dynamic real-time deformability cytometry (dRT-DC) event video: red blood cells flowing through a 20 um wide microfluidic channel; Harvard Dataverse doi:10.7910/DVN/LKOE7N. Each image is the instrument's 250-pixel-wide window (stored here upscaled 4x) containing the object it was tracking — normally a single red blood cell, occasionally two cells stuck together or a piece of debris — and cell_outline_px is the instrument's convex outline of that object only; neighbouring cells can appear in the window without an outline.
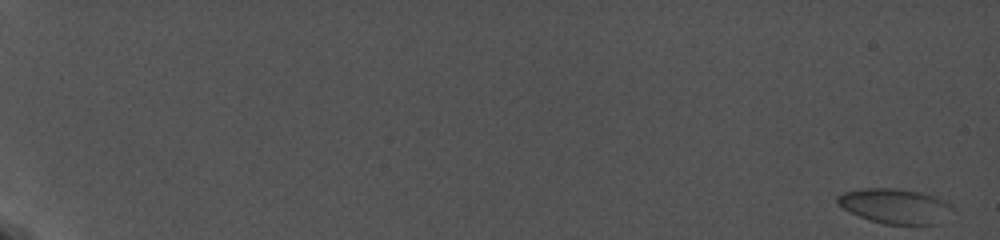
{"species": "common noctule bat (a hibernating species)", "species_latin": "Nyctalus noctula", "temperature_condition": "cold", "stored_images_in_passage": 83, "camera_frame_rate_fps": 5000, "um_per_image_px": 0.085, "animal": {"sex": "female", "body_mass_g": 19.0, "forearm_length_mm": 56.7}, "frame": {"image": 1, "passage_image": 1, "time_ms": 0.0, "image_size_px": [1000, 240], "cell_outline_px": [[952, 208], [936, 224], [884, 224], [868, 220], [844, 208], [836, 200], [836, 196], [840, 192], [860, 188], [896, 188], [920, 192], [936, 196], [952, 204]], "centroid_in_image_um": [76.03, 17.49], "position_along_channel_um": 9.0, "area_um2": 23.24}}
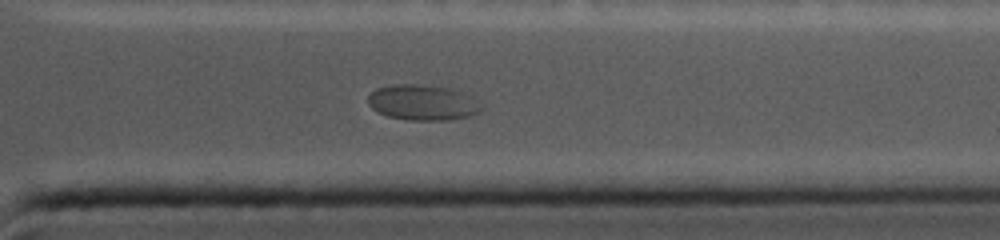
{"frame": {"image": 2, "passage_image": 76, "time_ms": 17.2, "image_size_px": [1000, 240], "cell_outline_px": [[484, 108], [480, 112], [468, 116], [448, 120], [408, 120], [388, 116], [376, 112], [368, 104], [368, 96], [376, 88], [392, 84], [416, 84], [452, 88], [464, 92], [480, 100]], "centroid_in_image_um": [35.97, 8.71], "position_along_channel_um": 375.4, "area_um2": 23.87}}
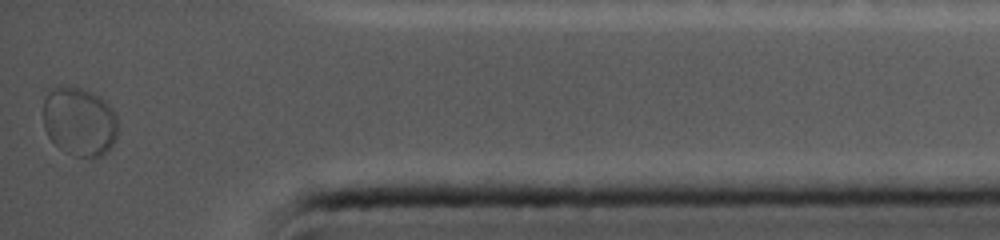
{"frame": {"image": 3, "passage_image": 83, "time_ms": 19.0, "image_size_px": [1000, 240], "cell_outline_px": [[116, 136], [112, 144], [100, 156], [76, 156], [64, 152], [48, 136], [44, 128], [44, 100], [48, 88], [60, 84], [64, 84], [80, 88], [100, 96], [112, 108], [116, 116]], "centroid_in_image_um": [6.7, 10.27], "position_along_channel_um": 428.5, "area_um2": 30.0}}